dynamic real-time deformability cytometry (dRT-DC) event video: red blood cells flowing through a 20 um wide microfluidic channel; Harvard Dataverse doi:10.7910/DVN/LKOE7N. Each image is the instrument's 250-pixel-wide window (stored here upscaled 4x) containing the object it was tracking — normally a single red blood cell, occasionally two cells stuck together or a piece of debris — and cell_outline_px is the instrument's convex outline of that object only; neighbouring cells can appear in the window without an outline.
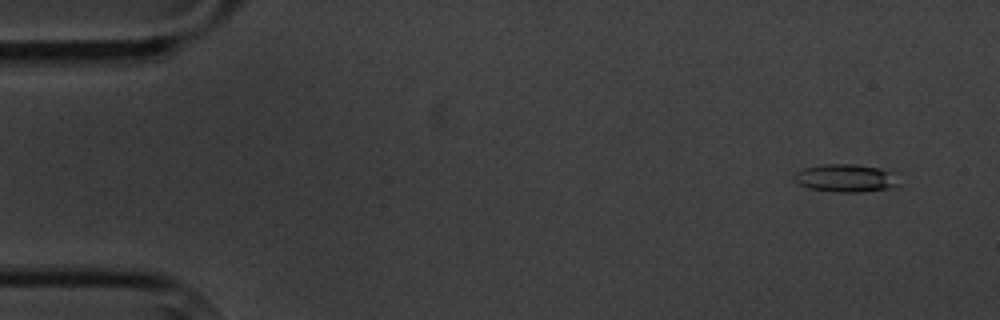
{"species": "common noctule bat (a hibernating species)", "species_latin": "Nyctalus noctula", "temperature_condition": "cold", "stored_images_in_passage": 5, "camera_frame_rate_fps": 3000, "um_per_image_px": 0.085, "animal": {"sex": "male", "body_mass_g": 20.1, "forearm_length_mm": 53.5}, "frame": {"image": 1, "passage_image": 1, "time_ms": 0.0, "image_size_px": [1000, 320], "cell_outline_px": [[900, 184], [892, 188], [864, 192], [832, 192], [808, 188], [800, 184], [796, 180], [796, 172], [804, 168], [820, 164], [856, 164], [880, 168], [892, 172]], "centroid_in_image_um": [71.92, 15.14], "position_along_channel_um": 13.1, "area_um2": 17.05}}